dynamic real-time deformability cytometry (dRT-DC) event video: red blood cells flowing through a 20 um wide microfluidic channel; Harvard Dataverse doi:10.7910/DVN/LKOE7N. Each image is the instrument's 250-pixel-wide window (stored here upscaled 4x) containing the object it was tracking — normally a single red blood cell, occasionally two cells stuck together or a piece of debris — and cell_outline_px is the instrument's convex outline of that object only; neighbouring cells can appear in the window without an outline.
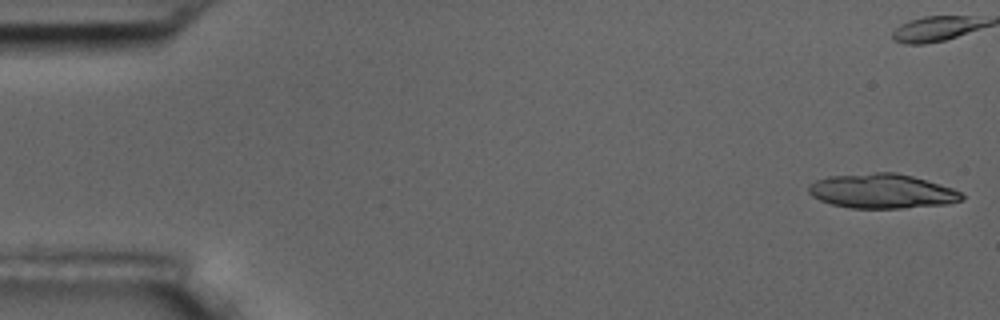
{"species": "common noctule bat (a hibernating species)", "species_latin": "Nyctalus noctula", "temperature_condition": "room temperature", "stored_images_in_passage": 17, "segment_of_instrument_passage": [1, 2], "camera_frame_rate_fps": 3000, "um_per_image_px": 0.085, "animal": {"sex": "male", "body_mass_g": 17.5, "forearm_length_mm": 52.3}, "frame": {"image": 1, "passage_image": 1, "time_ms": 0.0, "image_size_px": [1000, 320], "cell_outline_px": [[964, 200], [948, 204], [904, 208], [848, 208], [832, 204], [820, 200], [812, 196], [808, 192], [808, 184], [816, 180], [828, 176], [876, 172], [896, 172], [912, 176], [952, 188], [960, 192], [964, 196]], "centroid_in_image_um": [74.95, 16.25], "position_along_channel_um": 10.0, "area_um2": 30.92}}